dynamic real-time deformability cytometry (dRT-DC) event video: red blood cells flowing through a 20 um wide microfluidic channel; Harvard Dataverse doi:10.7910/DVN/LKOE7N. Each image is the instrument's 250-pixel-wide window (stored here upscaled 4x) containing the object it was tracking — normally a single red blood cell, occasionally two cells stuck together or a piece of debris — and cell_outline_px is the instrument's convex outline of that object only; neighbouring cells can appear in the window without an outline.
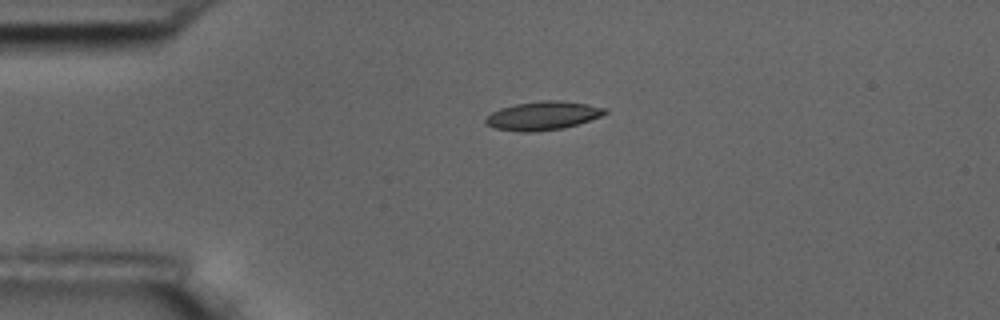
{"species": "common noctule bat (a hibernating species)", "species_latin": "Nyctalus noctula", "temperature_condition": "room temperature", "stored_images_in_passage": 2, "camera_frame_rate_fps": 3000, "um_per_image_px": 0.085, "animal": {"sex": "male", "body_mass_g": 17.5, "forearm_length_mm": 52.3}, "frame": {"image": 1, "passage_image": 1, "time_ms": 0.0, "image_size_px": [1000, 320], "cell_outline_px": [[608, 112], [600, 116], [564, 128], [532, 132], [520, 132], [496, 128], [484, 124], [484, 120], [492, 112], [500, 108], [516, 104], [540, 100], [560, 100], [588, 104], [608, 108]], "centroid_in_image_um": [46.13, 9.83], "position_along_channel_um": 38.9, "area_um2": 19.88}}